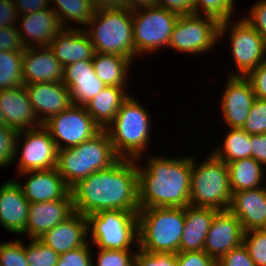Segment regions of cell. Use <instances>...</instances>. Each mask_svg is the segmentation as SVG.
Here are the masks:
<instances>
[{
  "mask_svg": "<svg viewBox=\"0 0 266 266\" xmlns=\"http://www.w3.org/2000/svg\"><path fill=\"white\" fill-rule=\"evenodd\" d=\"M75 212L89 216L102 210L139 211L137 160L119 158L71 188Z\"/></svg>",
  "mask_w": 266,
  "mask_h": 266,
  "instance_id": "1",
  "label": "cell"
},
{
  "mask_svg": "<svg viewBox=\"0 0 266 266\" xmlns=\"http://www.w3.org/2000/svg\"><path fill=\"white\" fill-rule=\"evenodd\" d=\"M147 155L137 159L140 209L185 208L190 205L191 154L164 157L152 153L148 158ZM144 158L145 164L138 163Z\"/></svg>",
  "mask_w": 266,
  "mask_h": 266,
  "instance_id": "2",
  "label": "cell"
},
{
  "mask_svg": "<svg viewBox=\"0 0 266 266\" xmlns=\"http://www.w3.org/2000/svg\"><path fill=\"white\" fill-rule=\"evenodd\" d=\"M136 99L131 93L113 121L105 128L119 158L137 160L148 152L147 149L152 144V115Z\"/></svg>",
  "mask_w": 266,
  "mask_h": 266,
  "instance_id": "3",
  "label": "cell"
},
{
  "mask_svg": "<svg viewBox=\"0 0 266 266\" xmlns=\"http://www.w3.org/2000/svg\"><path fill=\"white\" fill-rule=\"evenodd\" d=\"M119 157L105 129L77 146L58 150L56 169L72 188L90 174L109 168Z\"/></svg>",
  "mask_w": 266,
  "mask_h": 266,
  "instance_id": "4",
  "label": "cell"
},
{
  "mask_svg": "<svg viewBox=\"0 0 266 266\" xmlns=\"http://www.w3.org/2000/svg\"><path fill=\"white\" fill-rule=\"evenodd\" d=\"M88 28V29H87ZM95 52L136 59L132 11L128 8H98L85 28Z\"/></svg>",
  "mask_w": 266,
  "mask_h": 266,
  "instance_id": "5",
  "label": "cell"
},
{
  "mask_svg": "<svg viewBox=\"0 0 266 266\" xmlns=\"http://www.w3.org/2000/svg\"><path fill=\"white\" fill-rule=\"evenodd\" d=\"M184 224V208L139 209L138 248L147 252L177 254Z\"/></svg>",
  "mask_w": 266,
  "mask_h": 266,
  "instance_id": "6",
  "label": "cell"
},
{
  "mask_svg": "<svg viewBox=\"0 0 266 266\" xmlns=\"http://www.w3.org/2000/svg\"><path fill=\"white\" fill-rule=\"evenodd\" d=\"M202 161L192 156L190 205L229 210L232 192L227 164L211 152Z\"/></svg>",
  "mask_w": 266,
  "mask_h": 266,
  "instance_id": "7",
  "label": "cell"
},
{
  "mask_svg": "<svg viewBox=\"0 0 266 266\" xmlns=\"http://www.w3.org/2000/svg\"><path fill=\"white\" fill-rule=\"evenodd\" d=\"M87 220L91 246L112 250H135L139 246L138 211L102 210L87 216Z\"/></svg>",
  "mask_w": 266,
  "mask_h": 266,
  "instance_id": "8",
  "label": "cell"
},
{
  "mask_svg": "<svg viewBox=\"0 0 266 266\" xmlns=\"http://www.w3.org/2000/svg\"><path fill=\"white\" fill-rule=\"evenodd\" d=\"M231 20L233 19L220 22L219 43L223 39L226 40V36L230 38L231 56L236 70L230 72L228 76L246 77L266 60V43L259 32L244 19V16L234 21Z\"/></svg>",
  "mask_w": 266,
  "mask_h": 266,
  "instance_id": "9",
  "label": "cell"
},
{
  "mask_svg": "<svg viewBox=\"0 0 266 266\" xmlns=\"http://www.w3.org/2000/svg\"><path fill=\"white\" fill-rule=\"evenodd\" d=\"M178 18L177 14L160 6L132 10L136 58L168 48Z\"/></svg>",
  "mask_w": 266,
  "mask_h": 266,
  "instance_id": "10",
  "label": "cell"
},
{
  "mask_svg": "<svg viewBox=\"0 0 266 266\" xmlns=\"http://www.w3.org/2000/svg\"><path fill=\"white\" fill-rule=\"evenodd\" d=\"M220 22L207 15L179 16L170 37L168 48L179 53L206 55L219 46Z\"/></svg>",
  "mask_w": 266,
  "mask_h": 266,
  "instance_id": "11",
  "label": "cell"
},
{
  "mask_svg": "<svg viewBox=\"0 0 266 266\" xmlns=\"http://www.w3.org/2000/svg\"><path fill=\"white\" fill-rule=\"evenodd\" d=\"M57 157L56 143L43 125L18 133L14 162L18 164L16 166L18 174L56 168Z\"/></svg>",
  "mask_w": 266,
  "mask_h": 266,
  "instance_id": "12",
  "label": "cell"
},
{
  "mask_svg": "<svg viewBox=\"0 0 266 266\" xmlns=\"http://www.w3.org/2000/svg\"><path fill=\"white\" fill-rule=\"evenodd\" d=\"M43 126L49 131L58 150L77 146L101 130L84 106L73 104L51 117Z\"/></svg>",
  "mask_w": 266,
  "mask_h": 266,
  "instance_id": "13",
  "label": "cell"
},
{
  "mask_svg": "<svg viewBox=\"0 0 266 266\" xmlns=\"http://www.w3.org/2000/svg\"><path fill=\"white\" fill-rule=\"evenodd\" d=\"M220 96V112L227 128H243L255 100L251 82L246 77L228 76Z\"/></svg>",
  "mask_w": 266,
  "mask_h": 266,
  "instance_id": "14",
  "label": "cell"
},
{
  "mask_svg": "<svg viewBox=\"0 0 266 266\" xmlns=\"http://www.w3.org/2000/svg\"><path fill=\"white\" fill-rule=\"evenodd\" d=\"M75 213L72 193L65 198L29 204L26 230L22 235L29 239H40L48 230L67 220Z\"/></svg>",
  "mask_w": 266,
  "mask_h": 266,
  "instance_id": "15",
  "label": "cell"
},
{
  "mask_svg": "<svg viewBox=\"0 0 266 266\" xmlns=\"http://www.w3.org/2000/svg\"><path fill=\"white\" fill-rule=\"evenodd\" d=\"M243 234L241 222L234 214L229 210L219 211L211 223L203 251L218 261L243 243Z\"/></svg>",
  "mask_w": 266,
  "mask_h": 266,
  "instance_id": "16",
  "label": "cell"
},
{
  "mask_svg": "<svg viewBox=\"0 0 266 266\" xmlns=\"http://www.w3.org/2000/svg\"><path fill=\"white\" fill-rule=\"evenodd\" d=\"M24 86L42 125L72 105L70 90L62 82L32 83Z\"/></svg>",
  "mask_w": 266,
  "mask_h": 266,
  "instance_id": "17",
  "label": "cell"
},
{
  "mask_svg": "<svg viewBox=\"0 0 266 266\" xmlns=\"http://www.w3.org/2000/svg\"><path fill=\"white\" fill-rule=\"evenodd\" d=\"M17 28L25 48L47 47L63 29L51 8L19 15Z\"/></svg>",
  "mask_w": 266,
  "mask_h": 266,
  "instance_id": "18",
  "label": "cell"
},
{
  "mask_svg": "<svg viewBox=\"0 0 266 266\" xmlns=\"http://www.w3.org/2000/svg\"><path fill=\"white\" fill-rule=\"evenodd\" d=\"M18 180L9 179L0 186V226L15 236L26 230L30 204Z\"/></svg>",
  "mask_w": 266,
  "mask_h": 266,
  "instance_id": "19",
  "label": "cell"
},
{
  "mask_svg": "<svg viewBox=\"0 0 266 266\" xmlns=\"http://www.w3.org/2000/svg\"><path fill=\"white\" fill-rule=\"evenodd\" d=\"M27 177L25 184L18 182L29 203L47 202L65 198L71 188L66 184L56 168L19 173Z\"/></svg>",
  "mask_w": 266,
  "mask_h": 266,
  "instance_id": "20",
  "label": "cell"
},
{
  "mask_svg": "<svg viewBox=\"0 0 266 266\" xmlns=\"http://www.w3.org/2000/svg\"><path fill=\"white\" fill-rule=\"evenodd\" d=\"M62 83L70 90L73 105L84 106L106 85L96 76L93 61H78L63 67Z\"/></svg>",
  "mask_w": 266,
  "mask_h": 266,
  "instance_id": "21",
  "label": "cell"
},
{
  "mask_svg": "<svg viewBox=\"0 0 266 266\" xmlns=\"http://www.w3.org/2000/svg\"><path fill=\"white\" fill-rule=\"evenodd\" d=\"M22 78L24 85L62 82L63 66L49 46L26 48L23 52Z\"/></svg>",
  "mask_w": 266,
  "mask_h": 266,
  "instance_id": "22",
  "label": "cell"
},
{
  "mask_svg": "<svg viewBox=\"0 0 266 266\" xmlns=\"http://www.w3.org/2000/svg\"><path fill=\"white\" fill-rule=\"evenodd\" d=\"M0 107L6 120V126L18 132L42 126L33 110L24 85L0 90Z\"/></svg>",
  "mask_w": 266,
  "mask_h": 266,
  "instance_id": "23",
  "label": "cell"
},
{
  "mask_svg": "<svg viewBox=\"0 0 266 266\" xmlns=\"http://www.w3.org/2000/svg\"><path fill=\"white\" fill-rule=\"evenodd\" d=\"M229 211L239 219L244 232L266 228V185L233 192Z\"/></svg>",
  "mask_w": 266,
  "mask_h": 266,
  "instance_id": "24",
  "label": "cell"
},
{
  "mask_svg": "<svg viewBox=\"0 0 266 266\" xmlns=\"http://www.w3.org/2000/svg\"><path fill=\"white\" fill-rule=\"evenodd\" d=\"M88 220L75 212L67 220L48 230L40 240L59 255L84 246L88 242Z\"/></svg>",
  "mask_w": 266,
  "mask_h": 266,
  "instance_id": "25",
  "label": "cell"
},
{
  "mask_svg": "<svg viewBox=\"0 0 266 266\" xmlns=\"http://www.w3.org/2000/svg\"><path fill=\"white\" fill-rule=\"evenodd\" d=\"M49 47L63 67L78 61H91L95 54L94 45L81 26L79 29H62Z\"/></svg>",
  "mask_w": 266,
  "mask_h": 266,
  "instance_id": "26",
  "label": "cell"
},
{
  "mask_svg": "<svg viewBox=\"0 0 266 266\" xmlns=\"http://www.w3.org/2000/svg\"><path fill=\"white\" fill-rule=\"evenodd\" d=\"M219 211L214 208L188 205L184 208L185 224L179 252L201 251L211 223Z\"/></svg>",
  "mask_w": 266,
  "mask_h": 266,
  "instance_id": "27",
  "label": "cell"
},
{
  "mask_svg": "<svg viewBox=\"0 0 266 266\" xmlns=\"http://www.w3.org/2000/svg\"><path fill=\"white\" fill-rule=\"evenodd\" d=\"M129 87L106 86L84 105L94 122L105 129L115 118L124 100L130 95Z\"/></svg>",
  "mask_w": 266,
  "mask_h": 266,
  "instance_id": "28",
  "label": "cell"
},
{
  "mask_svg": "<svg viewBox=\"0 0 266 266\" xmlns=\"http://www.w3.org/2000/svg\"><path fill=\"white\" fill-rule=\"evenodd\" d=\"M92 61L96 76L106 86L129 87L132 60L121 55L95 52Z\"/></svg>",
  "mask_w": 266,
  "mask_h": 266,
  "instance_id": "29",
  "label": "cell"
},
{
  "mask_svg": "<svg viewBox=\"0 0 266 266\" xmlns=\"http://www.w3.org/2000/svg\"><path fill=\"white\" fill-rule=\"evenodd\" d=\"M231 192L265 186L266 168L253 158L239 159L227 164ZM265 179V180H264Z\"/></svg>",
  "mask_w": 266,
  "mask_h": 266,
  "instance_id": "30",
  "label": "cell"
},
{
  "mask_svg": "<svg viewBox=\"0 0 266 266\" xmlns=\"http://www.w3.org/2000/svg\"><path fill=\"white\" fill-rule=\"evenodd\" d=\"M51 9L57 14L63 29H79L80 25L86 27L93 18L96 7L92 0H51Z\"/></svg>",
  "mask_w": 266,
  "mask_h": 266,
  "instance_id": "31",
  "label": "cell"
},
{
  "mask_svg": "<svg viewBox=\"0 0 266 266\" xmlns=\"http://www.w3.org/2000/svg\"><path fill=\"white\" fill-rule=\"evenodd\" d=\"M223 141L212 150V154L225 164L251 158V135L242 128H228Z\"/></svg>",
  "mask_w": 266,
  "mask_h": 266,
  "instance_id": "32",
  "label": "cell"
},
{
  "mask_svg": "<svg viewBox=\"0 0 266 266\" xmlns=\"http://www.w3.org/2000/svg\"><path fill=\"white\" fill-rule=\"evenodd\" d=\"M23 52L0 51V90L24 85Z\"/></svg>",
  "mask_w": 266,
  "mask_h": 266,
  "instance_id": "33",
  "label": "cell"
},
{
  "mask_svg": "<svg viewBox=\"0 0 266 266\" xmlns=\"http://www.w3.org/2000/svg\"><path fill=\"white\" fill-rule=\"evenodd\" d=\"M25 243V255L29 266H56L59 254L40 239H29Z\"/></svg>",
  "mask_w": 266,
  "mask_h": 266,
  "instance_id": "34",
  "label": "cell"
},
{
  "mask_svg": "<svg viewBox=\"0 0 266 266\" xmlns=\"http://www.w3.org/2000/svg\"><path fill=\"white\" fill-rule=\"evenodd\" d=\"M234 0H195V14L216 18L219 22L233 19Z\"/></svg>",
  "mask_w": 266,
  "mask_h": 266,
  "instance_id": "35",
  "label": "cell"
},
{
  "mask_svg": "<svg viewBox=\"0 0 266 266\" xmlns=\"http://www.w3.org/2000/svg\"><path fill=\"white\" fill-rule=\"evenodd\" d=\"M243 244L256 266H266V228L244 232Z\"/></svg>",
  "mask_w": 266,
  "mask_h": 266,
  "instance_id": "36",
  "label": "cell"
},
{
  "mask_svg": "<svg viewBox=\"0 0 266 266\" xmlns=\"http://www.w3.org/2000/svg\"><path fill=\"white\" fill-rule=\"evenodd\" d=\"M92 266H134L136 250L97 249ZM96 263V264H95Z\"/></svg>",
  "mask_w": 266,
  "mask_h": 266,
  "instance_id": "37",
  "label": "cell"
},
{
  "mask_svg": "<svg viewBox=\"0 0 266 266\" xmlns=\"http://www.w3.org/2000/svg\"><path fill=\"white\" fill-rule=\"evenodd\" d=\"M0 266H29L23 239L0 242Z\"/></svg>",
  "mask_w": 266,
  "mask_h": 266,
  "instance_id": "38",
  "label": "cell"
},
{
  "mask_svg": "<svg viewBox=\"0 0 266 266\" xmlns=\"http://www.w3.org/2000/svg\"><path fill=\"white\" fill-rule=\"evenodd\" d=\"M242 129L249 135L266 133V100L255 98Z\"/></svg>",
  "mask_w": 266,
  "mask_h": 266,
  "instance_id": "39",
  "label": "cell"
},
{
  "mask_svg": "<svg viewBox=\"0 0 266 266\" xmlns=\"http://www.w3.org/2000/svg\"><path fill=\"white\" fill-rule=\"evenodd\" d=\"M18 133L8 126H0V168L14 164Z\"/></svg>",
  "mask_w": 266,
  "mask_h": 266,
  "instance_id": "40",
  "label": "cell"
},
{
  "mask_svg": "<svg viewBox=\"0 0 266 266\" xmlns=\"http://www.w3.org/2000/svg\"><path fill=\"white\" fill-rule=\"evenodd\" d=\"M87 242L84 246L67 251L59 256L56 266H92V246Z\"/></svg>",
  "mask_w": 266,
  "mask_h": 266,
  "instance_id": "41",
  "label": "cell"
},
{
  "mask_svg": "<svg viewBox=\"0 0 266 266\" xmlns=\"http://www.w3.org/2000/svg\"><path fill=\"white\" fill-rule=\"evenodd\" d=\"M134 266H178L176 254L154 253L136 248Z\"/></svg>",
  "mask_w": 266,
  "mask_h": 266,
  "instance_id": "42",
  "label": "cell"
},
{
  "mask_svg": "<svg viewBox=\"0 0 266 266\" xmlns=\"http://www.w3.org/2000/svg\"><path fill=\"white\" fill-rule=\"evenodd\" d=\"M245 12L244 19L259 32L266 43V0H256Z\"/></svg>",
  "mask_w": 266,
  "mask_h": 266,
  "instance_id": "43",
  "label": "cell"
},
{
  "mask_svg": "<svg viewBox=\"0 0 266 266\" xmlns=\"http://www.w3.org/2000/svg\"><path fill=\"white\" fill-rule=\"evenodd\" d=\"M25 49L17 25L0 27V51L24 52Z\"/></svg>",
  "mask_w": 266,
  "mask_h": 266,
  "instance_id": "44",
  "label": "cell"
},
{
  "mask_svg": "<svg viewBox=\"0 0 266 266\" xmlns=\"http://www.w3.org/2000/svg\"><path fill=\"white\" fill-rule=\"evenodd\" d=\"M216 263L217 266H256L243 243L231 249Z\"/></svg>",
  "mask_w": 266,
  "mask_h": 266,
  "instance_id": "45",
  "label": "cell"
},
{
  "mask_svg": "<svg viewBox=\"0 0 266 266\" xmlns=\"http://www.w3.org/2000/svg\"><path fill=\"white\" fill-rule=\"evenodd\" d=\"M176 260L178 266H217L216 261L203 250L178 252Z\"/></svg>",
  "mask_w": 266,
  "mask_h": 266,
  "instance_id": "46",
  "label": "cell"
},
{
  "mask_svg": "<svg viewBox=\"0 0 266 266\" xmlns=\"http://www.w3.org/2000/svg\"><path fill=\"white\" fill-rule=\"evenodd\" d=\"M246 78L252 84L255 97L266 100V60L253 69Z\"/></svg>",
  "mask_w": 266,
  "mask_h": 266,
  "instance_id": "47",
  "label": "cell"
},
{
  "mask_svg": "<svg viewBox=\"0 0 266 266\" xmlns=\"http://www.w3.org/2000/svg\"><path fill=\"white\" fill-rule=\"evenodd\" d=\"M158 6L178 16L195 14V0H158Z\"/></svg>",
  "mask_w": 266,
  "mask_h": 266,
  "instance_id": "48",
  "label": "cell"
},
{
  "mask_svg": "<svg viewBox=\"0 0 266 266\" xmlns=\"http://www.w3.org/2000/svg\"><path fill=\"white\" fill-rule=\"evenodd\" d=\"M18 17L17 7L13 0H0V27L17 25Z\"/></svg>",
  "mask_w": 266,
  "mask_h": 266,
  "instance_id": "49",
  "label": "cell"
},
{
  "mask_svg": "<svg viewBox=\"0 0 266 266\" xmlns=\"http://www.w3.org/2000/svg\"><path fill=\"white\" fill-rule=\"evenodd\" d=\"M19 15L51 8V0H13Z\"/></svg>",
  "mask_w": 266,
  "mask_h": 266,
  "instance_id": "50",
  "label": "cell"
},
{
  "mask_svg": "<svg viewBox=\"0 0 266 266\" xmlns=\"http://www.w3.org/2000/svg\"><path fill=\"white\" fill-rule=\"evenodd\" d=\"M251 158L266 167V133L251 135Z\"/></svg>",
  "mask_w": 266,
  "mask_h": 266,
  "instance_id": "51",
  "label": "cell"
},
{
  "mask_svg": "<svg viewBox=\"0 0 266 266\" xmlns=\"http://www.w3.org/2000/svg\"><path fill=\"white\" fill-rule=\"evenodd\" d=\"M93 5L98 8H128V0H92Z\"/></svg>",
  "mask_w": 266,
  "mask_h": 266,
  "instance_id": "52",
  "label": "cell"
},
{
  "mask_svg": "<svg viewBox=\"0 0 266 266\" xmlns=\"http://www.w3.org/2000/svg\"><path fill=\"white\" fill-rule=\"evenodd\" d=\"M151 6H158V0H128V9L131 11Z\"/></svg>",
  "mask_w": 266,
  "mask_h": 266,
  "instance_id": "53",
  "label": "cell"
},
{
  "mask_svg": "<svg viewBox=\"0 0 266 266\" xmlns=\"http://www.w3.org/2000/svg\"><path fill=\"white\" fill-rule=\"evenodd\" d=\"M0 126H6V120L1 107H0Z\"/></svg>",
  "mask_w": 266,
  "mask_h": 266,
  "instance_id": "54",
  "label": "cell"
}]
</instances>
